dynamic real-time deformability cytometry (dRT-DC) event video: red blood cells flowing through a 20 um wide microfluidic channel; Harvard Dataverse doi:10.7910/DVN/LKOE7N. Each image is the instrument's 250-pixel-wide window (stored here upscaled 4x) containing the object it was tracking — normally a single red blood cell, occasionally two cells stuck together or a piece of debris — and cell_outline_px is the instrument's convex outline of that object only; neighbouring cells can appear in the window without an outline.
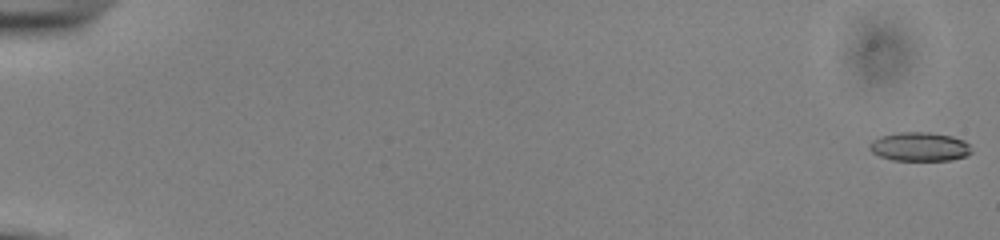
{"species": "common noctule bat (a hibernating species)", "species_latin": "Nyctalus noctula", "temperature_condition": "cold", "stored_images_in_passage": 18, "camera_frame_rate_fps": 3000, "um_per_image_px": 0.085, "animal": {"sex": "male", "body_mass_g": 13.0, "forearm_length_mm": 53.1}, "frame": {"image": 1, "passage_image": 1, "time_ms": 0.0, "image_size_px": [1000, 240], "cell_outline_px": [[972, 152], [964, 156], [952, 160], [892, 160], [880, 156], [872, 152], [868, 148], [868, 144], [872, 140], [880, 136], [900, 132], [928, 132], [952, 136], [964, 140], [968, 144]], "centroid_in_image_um": [78.14, 12.46], "position_along_channel_um": 6.9, "area_um2": 17.17}}
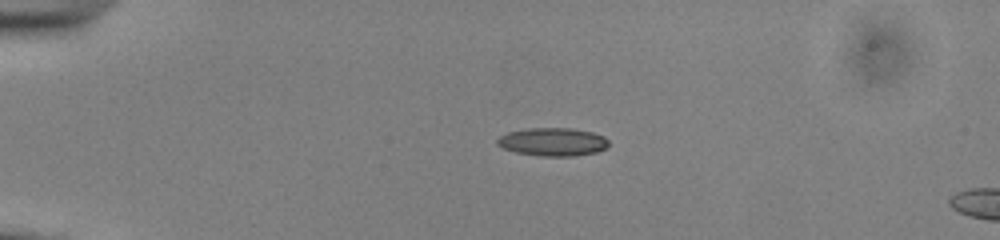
{"frame": {"image": 2, "passage_image": 14, "time_ms": 4.333, "image_size_px": [1000, 240], "cell_outline_px": [[608, 148], [596, 152], [576, 156], [540, 156], [516, 152], [504, 148], [496, 144], [496, 140], [500, 136], [508, 132], [528, 128], [572, 128], [592, 132], [604, 136], [608, 140]], "centroid_in_image_um": [47.01, 12.06], "position_along_channel_um": 38.0, "area_um2": 18.38}}